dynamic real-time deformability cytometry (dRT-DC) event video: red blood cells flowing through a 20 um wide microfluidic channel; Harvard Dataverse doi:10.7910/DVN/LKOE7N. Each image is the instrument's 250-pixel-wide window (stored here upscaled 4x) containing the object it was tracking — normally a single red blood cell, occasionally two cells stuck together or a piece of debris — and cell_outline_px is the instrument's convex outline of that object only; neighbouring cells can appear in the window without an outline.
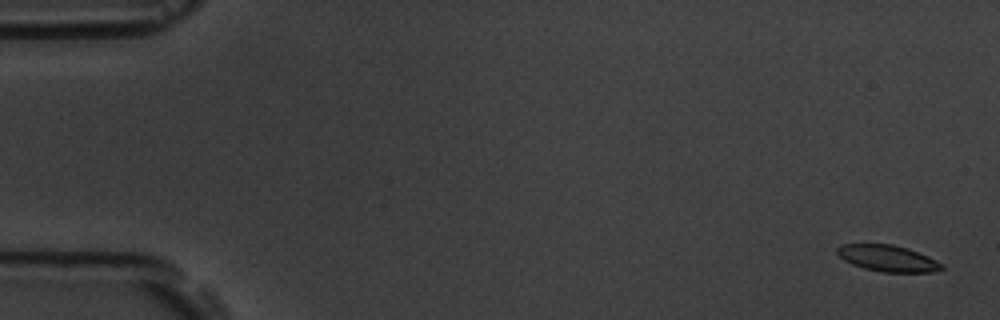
{"species": "common noctule bat (a hibernating species)", "species_latin": "Nyctalus noctula", "temperature_condition": "room temperature", "stored_images_in_passage": 3, "camera_frame_rate_fps": 3000, "um_per_image_px": 0.085, "animal": {"sex": "male", "body_mass_g": 19.5, "forearm_length_mm": 54.6}, "frame": {"image": 1, "passage_image": 1, "time_ms": 0.0, "image_size_px": [1000, 320], "cell_outline_px": [[944, 268], [936, 272], [880, 272], [864, 268], [852, 264], [844, 260], [836, 252], [836, 248], [840, 244], [892, 244], [908, 248], [928, 256], [944, 264]], "centroid_in_image_um": [75.47, 21.96], "position_along_channel_um": 9.5, "area_um2": 16.18}}